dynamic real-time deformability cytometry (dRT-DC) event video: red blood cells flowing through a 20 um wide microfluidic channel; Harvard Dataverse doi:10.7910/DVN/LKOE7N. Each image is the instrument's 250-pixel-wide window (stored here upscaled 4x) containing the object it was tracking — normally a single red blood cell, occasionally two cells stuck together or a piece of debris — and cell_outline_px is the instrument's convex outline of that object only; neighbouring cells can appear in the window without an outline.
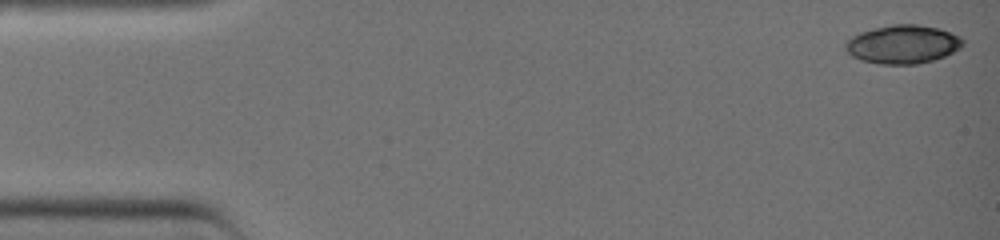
{"species": "common noctule bat (a hibernating species)", "species_latin": "Nyctalus noctula", "temperature_condition": "warm", "stored_images_in_passage": 39, "camera_frame_rate_fps": 3000, "um_per_image_px": 0.085, "animal": {"sex": "female", "body_mass_g": 19.0, "forearm_length_mm": 51.5}, "frame": {"image": 1, "passage_image": 1, "time_ms": 0.0, "image_size_px": [1000, 240], "cell_outline_px": [[964, 44], [960, 48], [944, 56], [932, 60], [916, 64], [880, 64], [860, 60], [852, 56], [844, 48], [844, 44], [852, 36], [860, 32], [872, 28], [892, 24], [916, 24], [940, 28], [960, 36], [964, 40]], "centroid_in_image_um": [76.73, 3.76], "position_along_channel_um": 8.3, "area_um2": 26.47}}
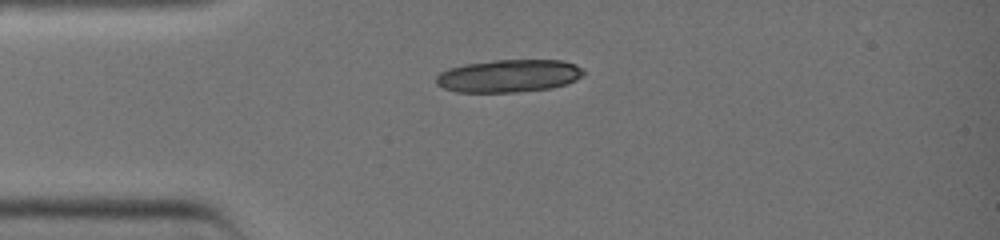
{"frame": {"image": 2, "passage_image": 10, "time_ms": 3.0, "image_size_px": [1000, 240], "cell_outline_px": [[584, 72], [576, 80], [552, 88], [516, 92], [456, 92], [444, 88], [436, 84], [436, 76], [440, 72], [448, 68], [464, 64], [492, 60], [564, 60], [576, 64]], "centroid_in_image_um": [43.21, 6.44], "position_along_channel_um": 41.8, "area_um2": 28.15}}